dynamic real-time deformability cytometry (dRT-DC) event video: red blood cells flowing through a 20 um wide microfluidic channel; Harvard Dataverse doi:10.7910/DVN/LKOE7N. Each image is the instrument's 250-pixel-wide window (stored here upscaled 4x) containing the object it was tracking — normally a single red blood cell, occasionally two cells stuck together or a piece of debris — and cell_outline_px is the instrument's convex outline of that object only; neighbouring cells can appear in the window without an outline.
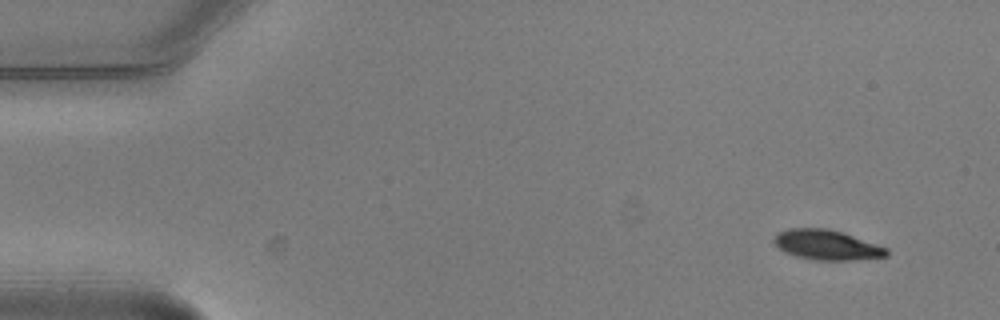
{"species": "common noctule bat (a hibernating species)", "species_latin": "Nyctalus noctula", "temperature_condition": "warm", "stored_images_in_passage": 8, "camera_frame_rate_fps": 3000, "um_per_image_px": 0.085, "animal": {"sex": "male", "body_mass_g": 20.5, "forearm_length_mm": 52.5}, "frame": {"image": 1, "passage_image": 1, "time_ms": 0.0, "image_size_px": [1000, 320], "cell_outline_px": [[888, 256], [852, 260], [816, 260], [796, 256], [784, 252], [776, 248], [772, 240], [776, 232], [788, 228], [828, 228], [844, 232], [888, 248]], "centroid_in_image_um": [70.23, 20.8], "position_along_channel_um": 14.8, "area_um2": 20.0}}
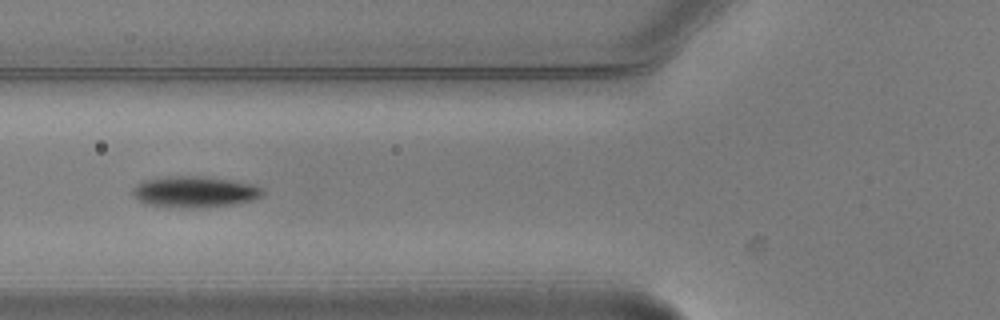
{"frame": {"image": 2, "passage_image": 6, "time_ms": 1.667, "image_size_px": [1000, 320], "cell_outline_px": [[264, 196], [252, 200], [236, 204], [200, 208], [176, 208], [144, 204], [132, 192], [132, 188], [140, 180], [164, 176], [204, 176], [252, 184], [264, 188]], "centroid_in_image_um": [16.53, 16.31], "position_along_channel_um": 109.3, "area_um2": 24.04}}
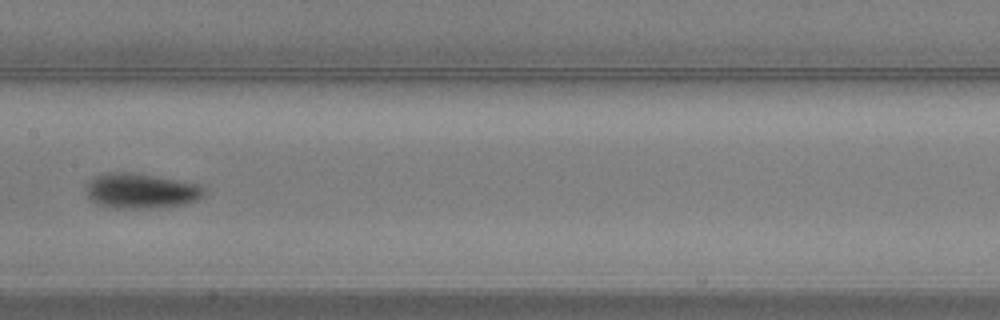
{"frame": {"image": 3, "passage_image": 8, "time_ms": 2.333, "image_size_px": [1000, 320], "cell_outline_px": [[208, 192], [204, 196], [196, 200], [184, 204], [156, 208], [112, 208], [100, 204], [92, 200], [88, 196], [88, 184], [96, 176], [104, 172], [136, 172], [180, 180], [200, 184]], "centroid_in_image_um": [12.06, 16.21], "position_along_channel_um": 195.3, "area_um2": 24.28}}